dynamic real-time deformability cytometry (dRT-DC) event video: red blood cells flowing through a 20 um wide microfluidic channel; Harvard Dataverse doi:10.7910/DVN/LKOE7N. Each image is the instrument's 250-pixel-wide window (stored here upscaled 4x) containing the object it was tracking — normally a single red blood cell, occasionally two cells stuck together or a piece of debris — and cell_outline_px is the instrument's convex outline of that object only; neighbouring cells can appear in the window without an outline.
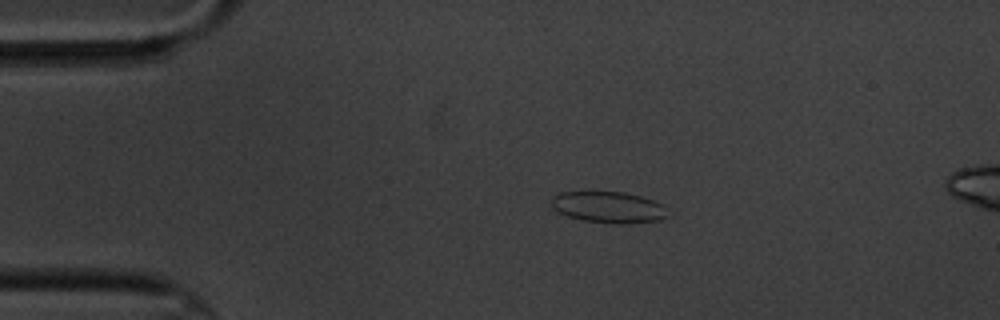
{"species": "common noctule bat (a hibernating species)", "species_latin": "Nyctalus noctula", "temperature_condition": "cold", "stored_images_in_passage": 4, "camera_frame_rate_fps": 3000, "um_per_image_px": 0.085, "animal": {"sex": "male", "body_mass_g": 20.1, "forearm_length_mm": 53.5}, "frame": {"image": 1, "passage_image": 2, "time_ms": 2.0, "image_size_px": [1000, 320], "cell_outline_px": [[672, 212], [668, 216], [660, 220], [628, 224], [612, 224], [584, 220], [568, 216], [556, 212], [552, 208], [552, 196], [560, 192], [624, 192], [640, 196], [664, 204]], "centroid_in_image_um": [51.78, 17.63], "position_along_channel_um": 33.2, "area_um2": 21.62}}